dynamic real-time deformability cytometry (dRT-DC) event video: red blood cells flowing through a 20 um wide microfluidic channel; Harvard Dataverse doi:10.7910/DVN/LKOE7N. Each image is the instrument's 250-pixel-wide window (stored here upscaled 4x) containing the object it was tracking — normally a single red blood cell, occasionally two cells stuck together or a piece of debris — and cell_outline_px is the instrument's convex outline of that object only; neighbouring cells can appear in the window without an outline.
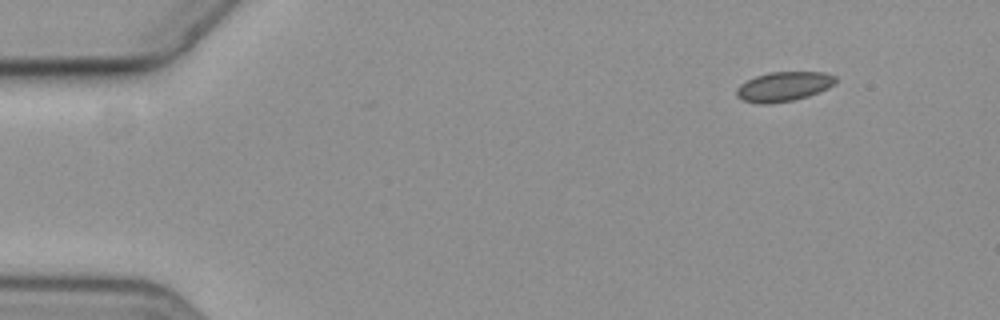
{"species": "common noctule bat (a hibernating species)", "species_latin": "Nyctalus noctula", "temperature_condition": "cold", "stored_images_in_passage": 4, "camera_frame_rate_fps": 3000, "um_per_image_px": 0.085, "animal": {"sex": "female", "body_mass_g": 19.3, "forearm_length_mm": 54.1}, "frame": {"image": 1, "passage_image": 1, "time_ms": 0.0, "image_size_px": [1000, 320], "cell_outline_px": [[836, 84], [820, 92], [808, 96], [792, 100], [768, 104], [756, 104], [744, 100], [736, 96], [736, 88], [740, 84], [756, 76], [768, 72], [824, 72], [836, 76]], "centroid_in_image_um": [66.62, 7.35], "position_along_channel_um": 18.4, "area_um2": 17.17}}